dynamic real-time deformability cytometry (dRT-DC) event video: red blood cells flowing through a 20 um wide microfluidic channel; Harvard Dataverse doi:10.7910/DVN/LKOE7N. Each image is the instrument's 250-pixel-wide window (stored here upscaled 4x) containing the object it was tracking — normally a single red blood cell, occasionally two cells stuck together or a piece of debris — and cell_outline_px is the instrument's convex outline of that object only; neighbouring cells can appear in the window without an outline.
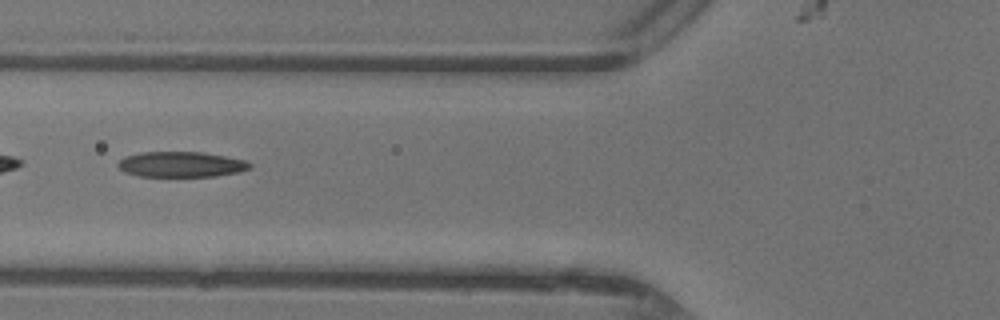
{"species": "common noctule bat (a hibernating species)", "species_latin": "Nyctalus noctula", "temperature_condition": "warm", "stored_images_in_passage": 32, "camera_frame_rate_fps": 3000, "um_per_image_px": 0.085, "animal": {"sex": "female"}, "frame": {"image": 1, "passage_image": 4, "time_ms": 1.0, "image_size_px": [1000, 320], "cell_outline_px": [[252, 168], [240, 172], [216, 176], [140, 176], [124, 172], [116, 164], [124, 156], [140, 152], [204, 152], [244, 160], [252, 164]], "centroid_in_image_um": [15.4, 13.97], "position_along_channel_um": 110.4, "area_um2": 19.59}}
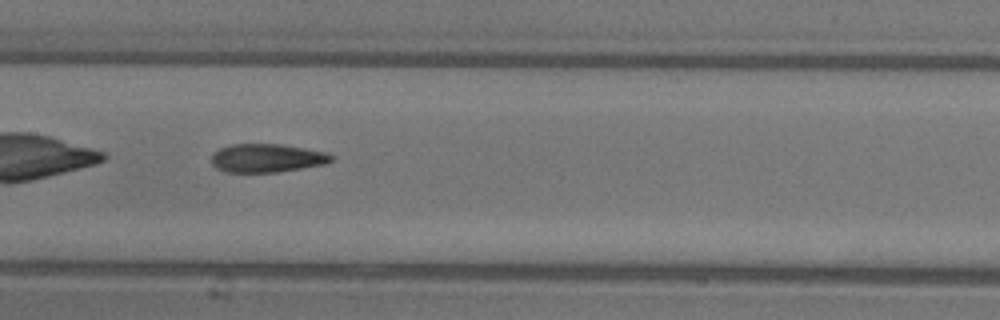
{"frame": {"image": 2, "passage_image": 9, "time_ms": 2.667, "image_size_px": [1000, 320], "cell_outline_px": [[336, 160], [328, 164], [276, 172], [224, 172], [216, 168], [212, 164], [212, 156], [220, 148], [232, 144], [280, 144], [328, 152]], "centroid_in_image_um": [22.74, 13.44], "position_along_channel_um": 184.7, "area_um2": 20.0}}
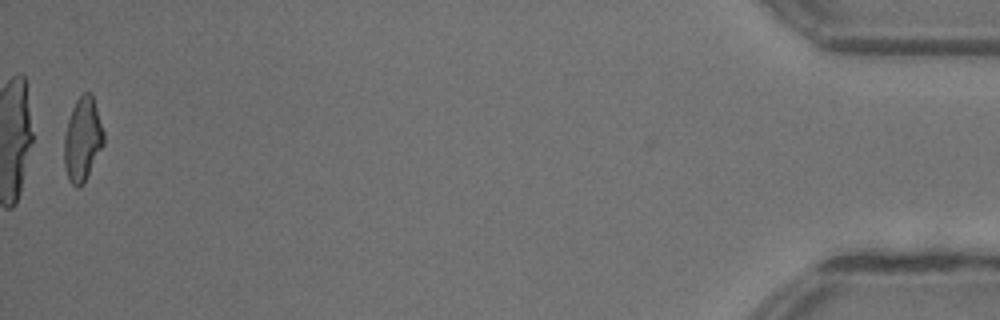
{"frame": {"image": 3, "passage_image": 32, "time_ms": 10.333, "image_size_px": [1000, 320], "cell_outline_px": [[104, 144], [84, 184], [76, 188], [68, 180], [64, 168], [64, 136], [68, 120], [72, 108], [76, 100], [84, 92], [92, 92], [104, 132]], "centroid_in_image_um": [7.02, 11.86], "position_along_channel_um": 428.2, "area_um2": 19.54}, "authors_computed_cell_mechanics": {"area_um2": 19.8254, "velocity_mm_per_s": 4.4339, "shape_relaxation_time_tau1_ms": null, "shape_relaxation_time_tau2_ms": 2.3056, "deformation_change_tau1": null, "deformation_change_tau2": 0.1173}}